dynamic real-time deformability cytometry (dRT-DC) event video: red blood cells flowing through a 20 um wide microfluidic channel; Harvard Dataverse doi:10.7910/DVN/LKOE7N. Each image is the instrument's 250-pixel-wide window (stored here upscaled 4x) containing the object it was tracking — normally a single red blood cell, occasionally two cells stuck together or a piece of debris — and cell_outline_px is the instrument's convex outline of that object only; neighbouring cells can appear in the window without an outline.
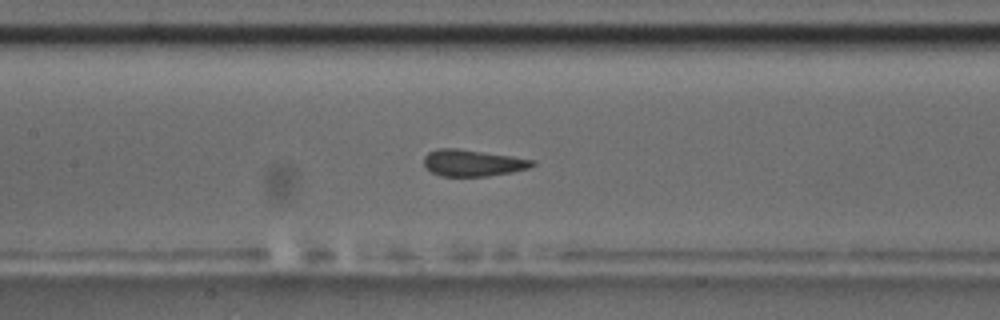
{"species": "common noctule bat (a hibernating species)", "species_latin": "Nyctalus noctula", "temperature_condition": "room temperature", "stored_images_in_passage": 41, "segment_of_instrument_passage": [1, 2], "camera_frame_rate_fps": 3000, "um_per_image_px": 0.085, "animal": {"sex": "male", "body_mass_g": 17.5, "forearm_length_mm": 52.3}, "frame": {"image": 1, "passage_image": 10, "time_ms": 3.0, "image_size_px": [1000, 320], "cell_outline_px": [[536, 164], [528, 168], [512, 172], [488, 176], [440, 176], [424, 168], [424, 156], [428, 152], [436, 148], [456, 148], [512, 156], [536, 160]], "centroid_in_image_um": [40.16, 13.84], "position_along_channel_um": 167.2, "area_um2": 16.94}}
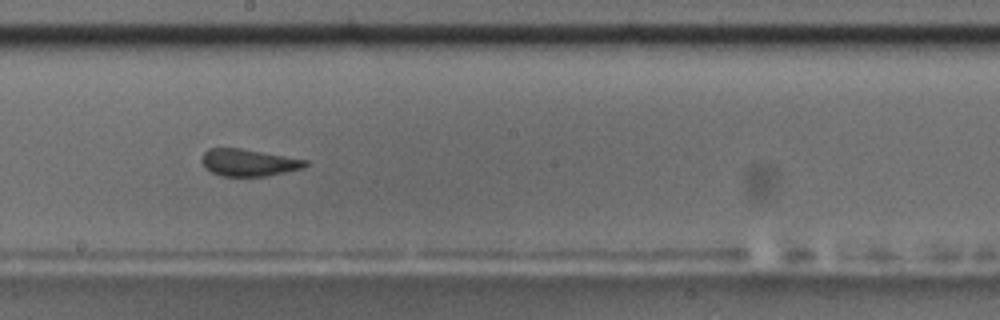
{"frame": {"image": 2, "passage_image": 15, "time_ms": 4.667, "image_size_px": [1000, 320], "cell_outline_px": [[308, 164], [304, 168], [264, 176], [224, 176], [212, 172], [200, 160], [200, 156], [208, 148], [240, 148], [308, 160]], "centroid_in_image_um": [21.12, 13.81], "position_along_channel_um": 227.1, "area_um2": 16.18}}
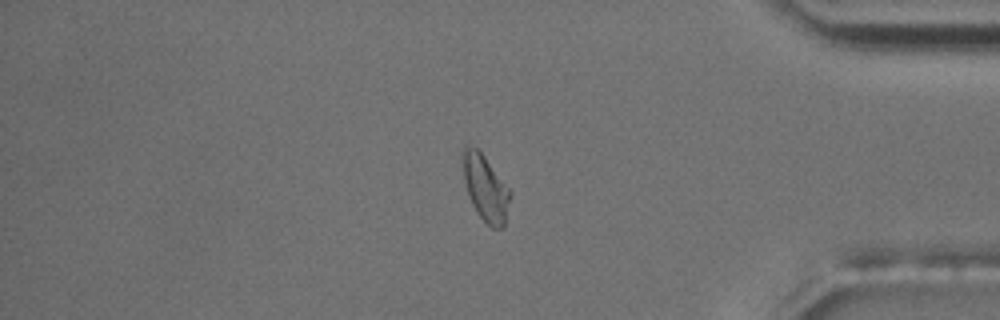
{"frame": {"image": 3, "passage_image": 31, "time_ms": 10.0, "image_size_px": [1000, 320], "cell_outline_px": [[512, 192], [504, 228], [492, 228], [476, 212], [472, 204], [464, 180], [460, 160], [460, 152], [464, 144], [468, 144], [476, 148], [484, 156]], "centroid_in_image_um": [41.23, 15.93], "position_along_channel_um": 394.0, "area_um2": 18.5}}